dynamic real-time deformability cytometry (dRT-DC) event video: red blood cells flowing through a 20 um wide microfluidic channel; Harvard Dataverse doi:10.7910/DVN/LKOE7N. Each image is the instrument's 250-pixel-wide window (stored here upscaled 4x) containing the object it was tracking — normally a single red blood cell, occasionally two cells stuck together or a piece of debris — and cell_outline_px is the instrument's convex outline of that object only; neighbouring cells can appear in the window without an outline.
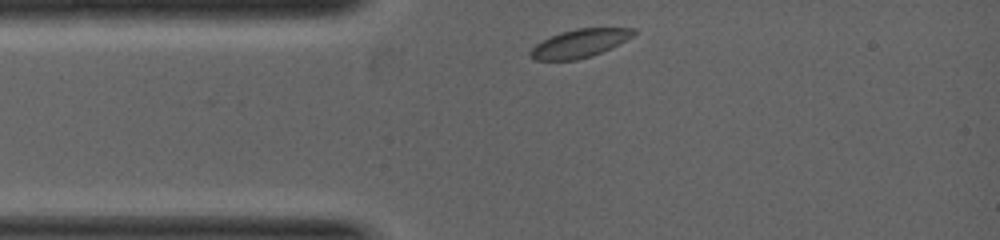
{"species": "common noctule bat (a hibernating species)", "species_latin": "Nyctalus noctula", "temperature_condition": "warm", "stored_images_in_passage": 1, "camera_frame_rate_fps": 5000, "um_per_image_px": 0.085, "animal": {"sex": "female", "body_mass_g": 19.0, "forearm_length_mm": 53.3}, "frame": {"image": 1, "passage_image": 1, "time_ms": 0.0, "image_size_px": [1000, 240], "cell_outline_px": [[636, 32], [632, 36], [592, 56], [576, 60], [536, 60], [528, 52], [536, 44], [560, 32], [576, 28], [636, 28]], "centroid_in_image_um": [49.25, 3.68], "position_along_channel_um": 35.8, "area_um2": 16.59}}